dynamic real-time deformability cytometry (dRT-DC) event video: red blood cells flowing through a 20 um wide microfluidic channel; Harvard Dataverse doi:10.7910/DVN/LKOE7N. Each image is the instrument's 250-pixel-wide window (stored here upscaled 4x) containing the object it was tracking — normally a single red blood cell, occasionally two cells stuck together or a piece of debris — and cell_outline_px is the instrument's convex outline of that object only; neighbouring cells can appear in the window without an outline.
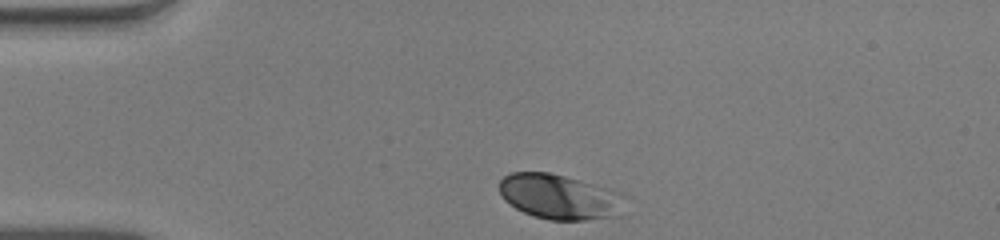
{"species": "human", "species_latin": "Homo sapiens", "temperature_condition": "warm", "stored_images_in_passage": 32, "camera_frame_rate_fps": 3000, "um_per_image_px": 0.085, "donor": {"sex": "male"}, "frame": {"image": 1, "passage_image": 1, "time_ms": 0.0, "image_size_px": [1000, 240], "cell_outline_px": [[624, 216], [584, 220], [548, 220], [532, 216], [508, 204], [504, 200], [500, 192], [500, 180], [504, 176], [512, 172], [548, 172], [564, 176], [620, 192]], "centroid_in_image_um": [47.54, 16.75], "position_along_channel_um": 37.5, "area_um2": 32.95}}
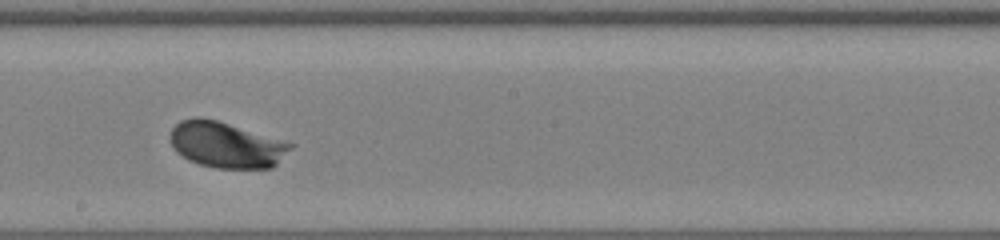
{"frame": {"image": 2, "passage_image": 19, "time_ms": 6.0, "image_size_px": [1000, 240], "cell_outline_px": [[296, 144], [272, 168], [216, 168], [200, 164], [188, 160], [176, 152], [168, 140], [168, 136], [172, 128], [180, 120], [196, 116], [200, 116], [216, 120]], "centroid_in_image_um": [19.18, 12.3], "position_along_channel_um": 229.0, "area_um2": 32.31}}
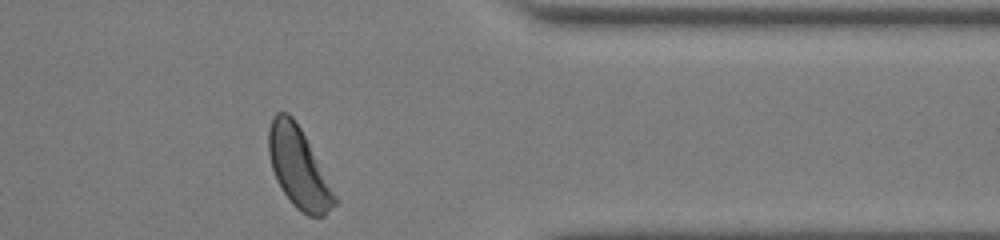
{"frame": {"image": 3, "passage_image": 32, "time_ms": 10.333, "image_size_px": [1000, 240], "cell_outline_px": [[340, 200], [324, 216], [308, 216], [296, 208], [292, 204], [276, 180], [272, 168], [268, 152], [268, 128], [272, 116], [276, 112], [288, 112], [292, 116], [300, 128]], "centroid_in_image_um": [25.38, 14.26], "position_along_channel_um": 386.0, "area_um2": 30.92}, "authors_computed_cell_mechanics": {"area_um2": 31.4721, "velocity_mm_per_s": 3.9169, "shape_relaxation_time_tau1_ms": 1.7526, "shape_relaxation_time_tau2_ms": null, "deformation_change_tau1": 0.0943, "deformation_change_tau2": null}}